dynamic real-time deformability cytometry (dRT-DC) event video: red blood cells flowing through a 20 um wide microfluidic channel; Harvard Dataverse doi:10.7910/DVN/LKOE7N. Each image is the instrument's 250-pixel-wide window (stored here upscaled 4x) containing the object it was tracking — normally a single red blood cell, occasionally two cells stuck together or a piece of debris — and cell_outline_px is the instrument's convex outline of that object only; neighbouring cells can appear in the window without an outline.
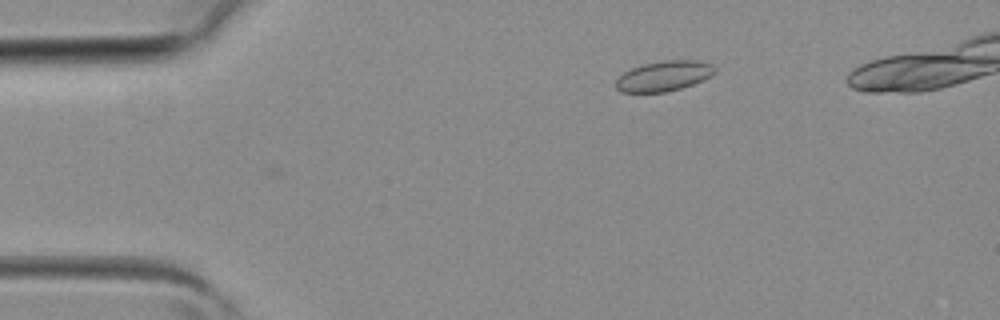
{"species": "common noctule bat (a hibernating species)", "species_latin": "Nyctalus noctula", "temperature_condition": "room temperature", "stored_images_in_passage": 2, "camera_frame_rate_fps": 3000, "um_per_image_px": 0.085, "animal": {"sex": "female", "body_mass_g": 19.3, "forearm_length_mm": 54.1}, "frame": {"image": 1, "passage_image": 2, "time_ms": 0.333, "image_size_px": [1000, 320], "cell_outline_px": [[716, 72], [712, 76], [704, 80], [668, 92], [620, 92], [616, 88], [616, 80], [624, 72], [632, 68], [644, 64], [664, 60], [696, 60], [712, 64], [716, 68]], "centroid_in_image_um": [56.46, 6.46], "position_along_channel_um": 28.5, "area_um2": 17.46}}